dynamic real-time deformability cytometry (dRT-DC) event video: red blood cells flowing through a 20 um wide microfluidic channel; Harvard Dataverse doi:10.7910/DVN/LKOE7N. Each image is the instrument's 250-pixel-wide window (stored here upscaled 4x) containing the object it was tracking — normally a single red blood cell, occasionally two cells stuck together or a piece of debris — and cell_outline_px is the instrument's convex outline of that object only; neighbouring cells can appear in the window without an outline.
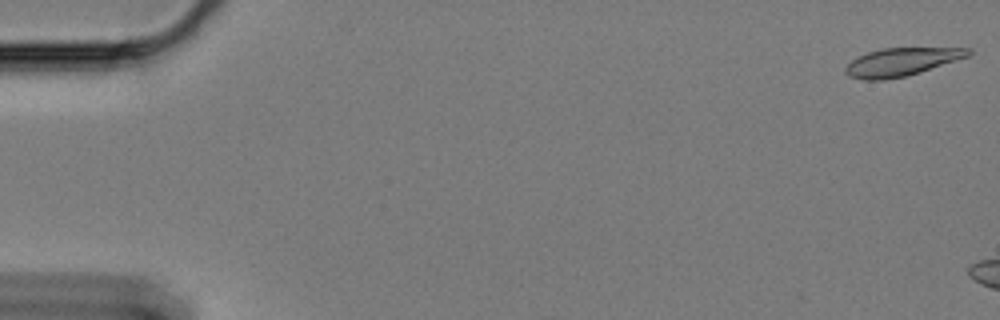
{"species": "Egyptian fruit bat (a non-hibernating species)", "species_latin": "Rousettus aegyptiacus", "temperature_condition": "cold", "stored_images_in_passage": 7, "camera_frame_rate_fps": 3000, "um_per_image_px": 0.085, "animal": {"sex": "female"}, "frame": {"image": 1, "passage_image": 1, "time_ms": 0.0, "image_size_px": [1000, 320], "cell_outline_px": [[972, 52], [968, 56], [920, 72], [904, 76], [884, 80], [864, 80], [848, 76], [844, 72], [844, 68], [856, 56], [868, 52], [884, 48], [972, 48]], "centroid_in_image_um": [76.58, 5.26], "position_along_channel_um": 8.4, "area_um2": 19.94}}